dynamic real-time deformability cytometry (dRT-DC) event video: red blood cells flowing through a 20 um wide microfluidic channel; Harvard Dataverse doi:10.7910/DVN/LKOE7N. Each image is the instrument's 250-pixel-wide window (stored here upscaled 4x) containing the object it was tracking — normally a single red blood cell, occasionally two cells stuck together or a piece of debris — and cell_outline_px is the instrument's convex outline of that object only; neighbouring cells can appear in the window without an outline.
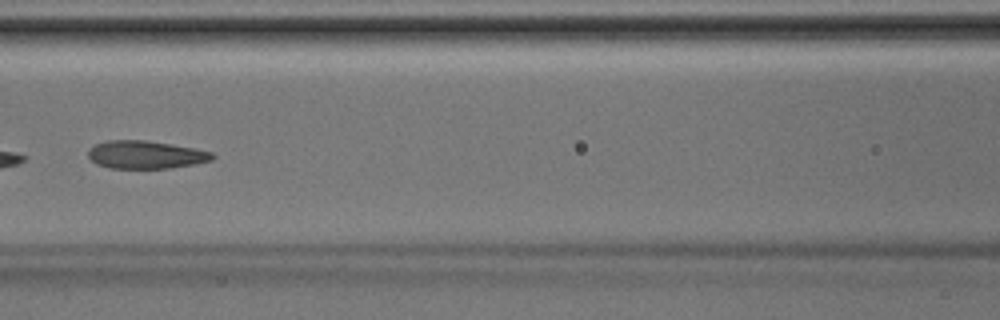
{"species": "Egyptian fruit bat (a non-hibernating species)", "species_latin": "Rousettus aegyptiacus", "temperature_condition": "room temperature", "stored_images_in_passage": 4, "camera_frame_rate_fps": 3000, "um_per_image_px": 0.085, "animal": {"sex": "male"}, "frame": {"image": 1, "passage_image": 4, "time_ms": 1.0, "image_size_px": [1000, 320], "cell_outline_px": [[216, 156], [212, 160], [192, 164], [168, 168], [108, 168], [96, 164], [88, 156], [88, 148], [96, 144], [108, 140], [144, 140], [196, 148], [212, 152]], "centroid_in_image_um": [12.36, 13.15], "position_along_channel_um": 154.2, "area_um2": 20.17}}